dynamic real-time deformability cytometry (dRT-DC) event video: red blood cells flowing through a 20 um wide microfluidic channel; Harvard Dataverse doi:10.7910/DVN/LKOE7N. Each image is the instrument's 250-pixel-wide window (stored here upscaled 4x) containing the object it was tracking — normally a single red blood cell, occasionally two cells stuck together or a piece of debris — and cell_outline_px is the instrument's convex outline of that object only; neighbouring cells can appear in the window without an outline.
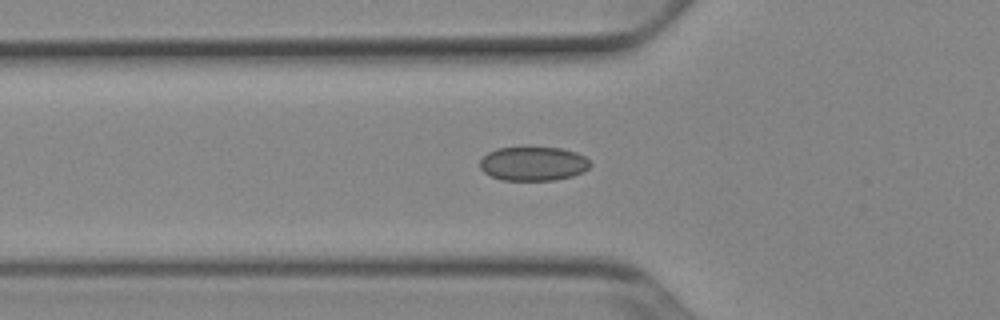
{"species": "Egyptian fruit bat (a non-hibernating species)", "species_latin": "Rousettus aegyptiacus", "temperature_condition": "cold", "stored_images_in_passage": 39, "camera_frame_rate_fps": 3000, "um_per_image_px": 0.085, "animal": {"sex": "female"}, "frame": {"image": 1, "passage_image": 6, "time_ms": 1.667, "image_size_px": [1000, 320], "cell_outline_px": [[592, 164], [584, 172], [572, 176], [556, 180], [500, 180], [484, 172], [480, 168], [480, 160], [488, 152], [496, 148], [560, 148], [576, 152], [584, 156]], "centroid_in_image_um": [45.33, 13.92], "position_along_channel_um": 80.5, "area_um2": 21.85}}
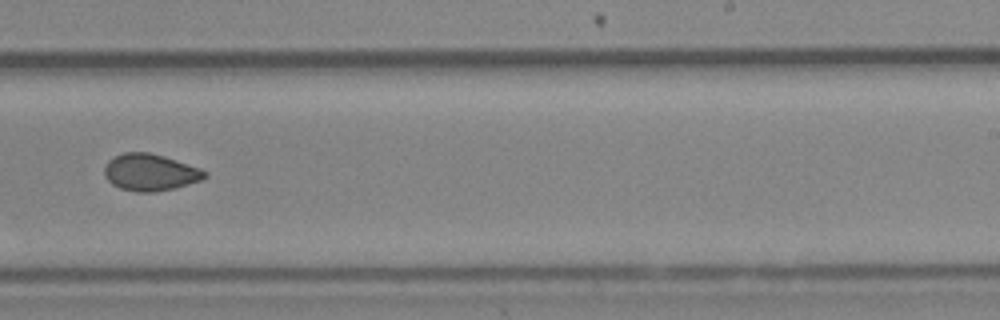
{"frame": {"image": 2, "passage_image": 21, "time_ms": 6.667, "image_size_px": [1000, 320], "cell_outline_px": [[208, 176], [204, 180], [176, 188], [156, 192], [136, 192], [120, 188], [112, 184], [104, 176], [104, 168], [108, 160], [124, 152], [148, 152], [164, 156], [200, 168], [208, 172]], "centroid_in_image_um": [12.8, 14.66], "position_along_channel_um": 276.2, "area_um2": 21.79}}
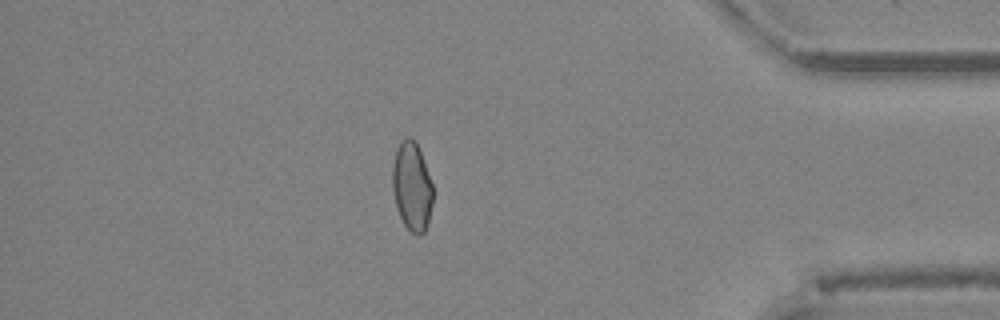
{"frame": {"image": 3, "passage_image": 33, "time_ms": 10.667, "image_size_px": [1000, 320], "cell_outline_px": [[432, 204], [428, 224], [424, 232], [420, 236], [416, 236], [404, 224], [400, 216], [396, 204], [392, 188], [392, 164], [396, 152], [400, 144], [408, 136], [412, 136], [416, 140], [432, 184]], "centroid_in_image_um": [35.01, 15.86], "position_along_channel_um": 400.2, "area_um2": 20.81}, "authors_computed_cell_mechanics": {"area_um2": 21.4438, "velocity_mm_per_s": 3.9337, "shape_relaxation_time_tau1_ms": null, "shape_relaxation_time_tau2_ms": 3.0211, "deformation_change_tau1": null, "deformation_change_tau2": 0.0551}}